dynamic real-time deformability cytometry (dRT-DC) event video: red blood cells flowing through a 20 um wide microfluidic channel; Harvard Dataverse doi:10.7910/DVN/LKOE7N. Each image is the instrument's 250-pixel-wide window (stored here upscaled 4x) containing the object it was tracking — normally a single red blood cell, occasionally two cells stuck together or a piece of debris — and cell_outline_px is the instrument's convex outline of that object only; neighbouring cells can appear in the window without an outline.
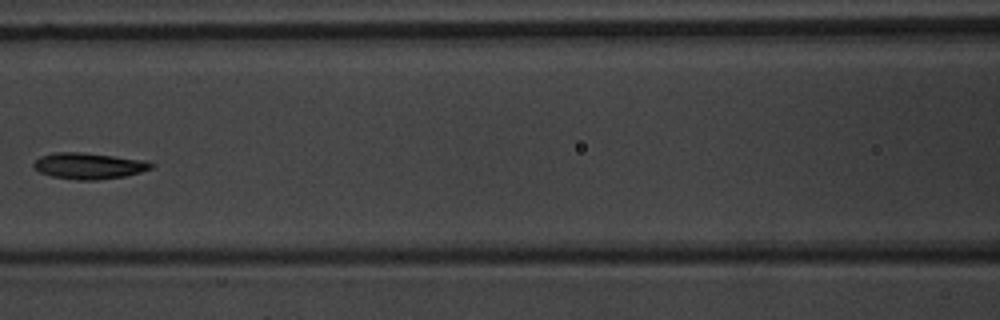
{"species": "common noctule bat (a hibernating species)", "species_latin": "Nyctalus noctula", "temperature_condition": "warm", "stored_images_in_passage": 9, "camera_frame_rate_fps": 3000, "um_per_image_px": 0.085, "animal": {"sex": "male", "body_mass_g": 20.1, "forearm_length_mm": 53.5}, "frame": {"image": 1, "passage_image": 8, "time_ms": 8.333, "image_size_px": [1000, 320], "cell_outline_px": [[156, 164], [152, 168], [140, 172], [124, 176], [96, 180], [76, 180], [52, 176], [40, 172], [32, 168], [32, 164], [40, 156], [56, 152], [80, 152], [148, 160]], "centroid_in_image_um": [7.56, 14.09], "position_along_channel_um": 159.0, "area_um2": 18.03}}
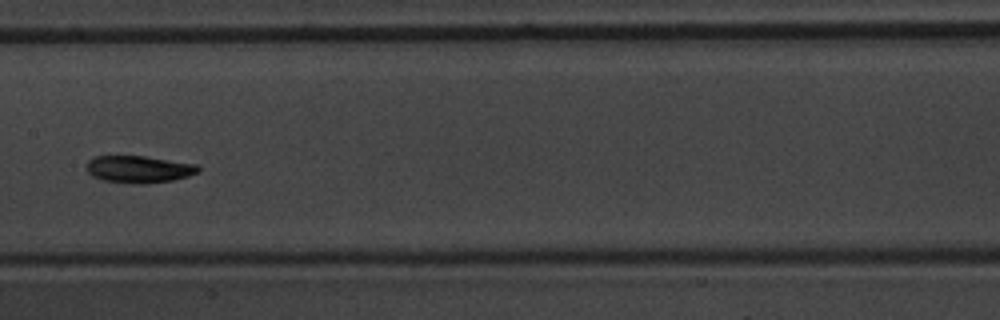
{"frame": {"image": 2, "passage_image": 9, "time_ms": 9.333, "image_size_px": [1000, 320], "cell_outline_px": [[200, 172], [188, 176], [172, 180], [144, 184], [140, 184], [104, 180], [92, 176], [84, 168], [88, 160], [92, 156], [148, 156], [196, 164], [200, 168]], "centroid_in_image_um": [11.79, 14.37], "position_along_channel_um": 195.6, "area_um2": 17.8}}